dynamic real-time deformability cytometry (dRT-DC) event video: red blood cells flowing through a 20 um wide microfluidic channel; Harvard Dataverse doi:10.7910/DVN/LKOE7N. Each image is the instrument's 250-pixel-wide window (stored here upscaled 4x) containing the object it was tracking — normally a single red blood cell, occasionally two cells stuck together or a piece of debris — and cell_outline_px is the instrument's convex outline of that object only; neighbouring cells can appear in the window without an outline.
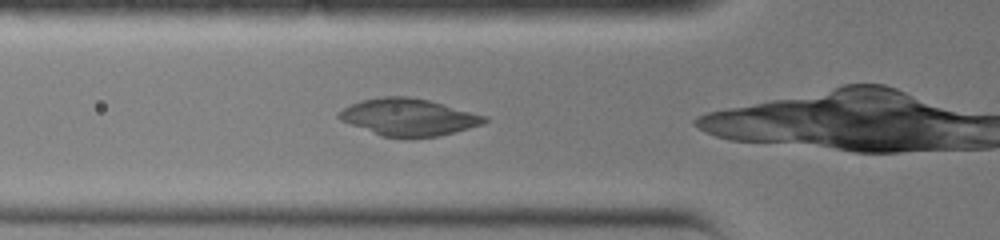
{"species": "common noctule bat (a hibernating species)", "species_latin": "Nyctalus noctula", "temperature_condition": "warm", "stored_images_in_passage": 8, "camera_frame_rate_fps": 3000, "um_per_image_px": 0.085, "animal": {"sex": "female", "body_mass_g": 19.0, "forearm_length_mm": 51.5}, "frame": {"image": 1, "passage_image": 7, "time_ms": 2.0, "image_size_px": [1000, 240], "cell_outline_px": [[488, 120], [484, 124], [436, 136], [380, 136], [340, 120], [336, 116], [344, 108], [360, 100], [380, 96], [408, 96], [428, 100], [488, 116]], "centroid_in_image_um": [34.71, 9.93], "position_along_channel_um": 91.1, "area_um2": 30.98}}